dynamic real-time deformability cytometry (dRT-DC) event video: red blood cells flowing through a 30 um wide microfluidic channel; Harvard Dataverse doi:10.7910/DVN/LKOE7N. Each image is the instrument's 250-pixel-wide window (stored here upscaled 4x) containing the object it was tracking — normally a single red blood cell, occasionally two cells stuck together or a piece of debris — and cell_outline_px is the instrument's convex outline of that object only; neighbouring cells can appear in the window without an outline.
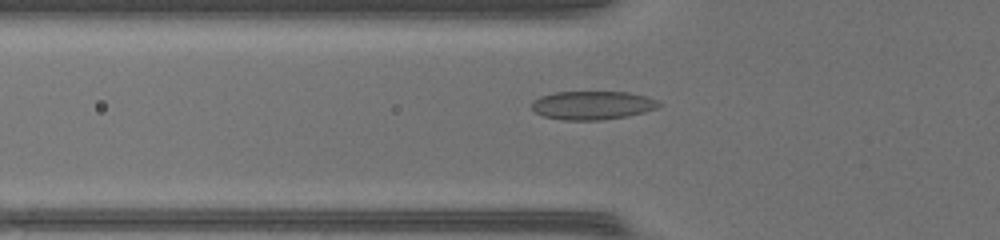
{"species": "common noctule bat (a hibernating species)", "species_latin": "Nyctalus noctula", "temperature_condition": "warm", "stored_images_in_passage": 36, "camera_frame_rate_fps": 3000, "um_per_image_px": 0.085, "animal": {"sex": "female", "body_mass_g": 17.0, "forearm_length_mm": 48.0}, "frame": {"image": 1, "passage_image": 7, "time_ms": 2.0, "image_size_px": [1000, 240], "cell_outline_px": [[664, 104], [656, 108], [644, 112], [628, 116], [600, 120], [564, 120], [544, 116], [536, 112], [532, 108], [532, 100], [540, 96], [556, 92], [628, 92], [644, 96], [656, 100]], "centroid_in_image_um": [50.36, 8.95], "position_along_channel_um": 75.4, "area_um2": 21.1}}
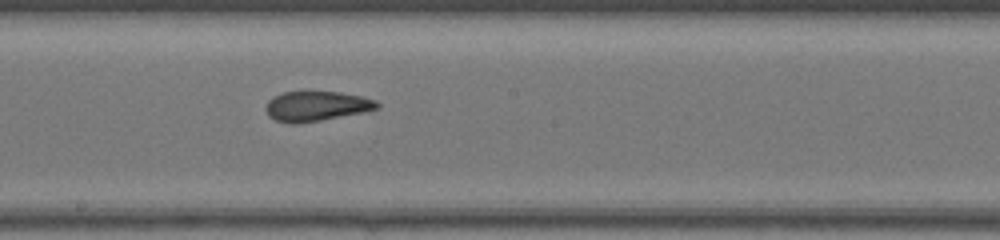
{"frame": {"image": 2, "passage_image": 17, "time_ms": 5.333, "image_size_px": [1000, 240], "cell_outline_px": [[380, 108], [364, 112], [320, 120], [296, 124], [292, 124], [276, 120], [268, 116], [264, 108], [268, 100], [272, 96], [284, 92], [340, 92], [360, 96], [376, 100], [380, 104]], "centroid_in_image_um": [26.87, 9.02], "position_along_channel_um": 221.3, "area_um2": 19.42}}
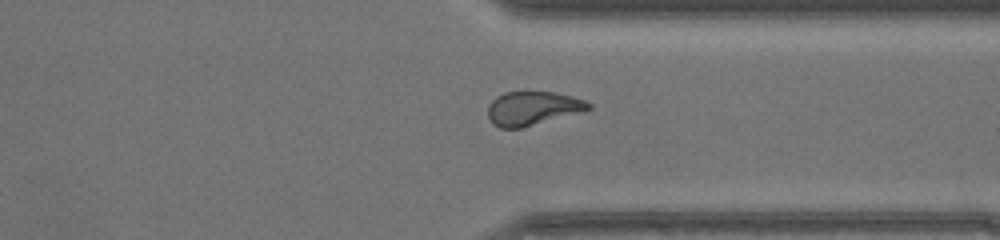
{"frame": {"image": 3, "passage_image": 27, "time_ms": 8.667, "image_size_px": [1000, 240], "cell_outline_px": [[592, 108], [584, 112], [520, 128], [500, 128], [492, 124], [488, 116], [488, 104], [496, 96], [504, 92], [552, 92], [572, 96], [584, 100], [592, 104]], "centroid_in_image_um": [45.28, 9.21], "position_along_channel_um": 366.1, "area_um2": 20.0}}